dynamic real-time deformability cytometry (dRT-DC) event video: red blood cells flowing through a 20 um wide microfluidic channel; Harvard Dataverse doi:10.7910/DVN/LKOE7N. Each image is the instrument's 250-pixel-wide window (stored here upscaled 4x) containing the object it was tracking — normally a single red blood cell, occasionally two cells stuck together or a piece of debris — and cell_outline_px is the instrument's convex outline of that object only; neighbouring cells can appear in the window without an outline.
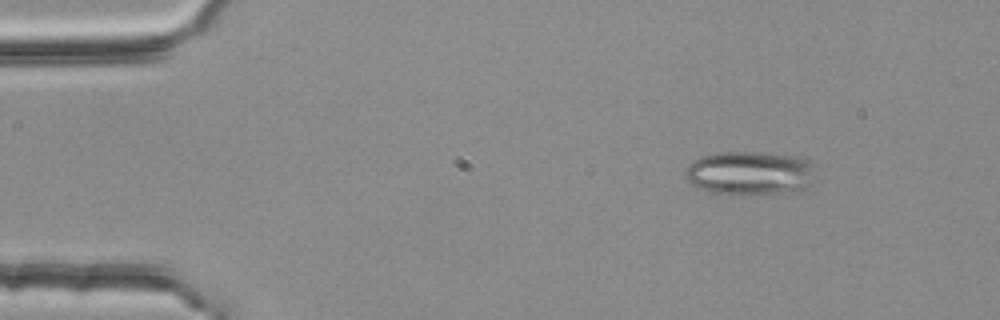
{"species": "common noctule bat (a hibernating species)", "species_latin": "Nyctalus noctula", "temperature_condition": "room temperature", "stored_images_in_passage": 3, "camera_frame_rate_fps": 3000, "um_per_image_px": 0.085, "animal": {"sex": "female", "body_mass_g": 25.1}, "frame": {"image": 1, "passage_image": 1, "time_ms": 0.0, "image_size_px": [1000, 320], "cell_outline_px": [[812, 184], [804, 188], [784, 192], [740, 196], [728, 196], [712, 192], [700, 188], [692, 184], [684, 176], [684, 172], [688, 164], [700, 156], [720, 152], [756, 152], [804, 156], [812, 160]], "centroid_in_image_um": [63.72, 14.71], "position_along_channel_um": 21.3, "area_um2": 33.87}}